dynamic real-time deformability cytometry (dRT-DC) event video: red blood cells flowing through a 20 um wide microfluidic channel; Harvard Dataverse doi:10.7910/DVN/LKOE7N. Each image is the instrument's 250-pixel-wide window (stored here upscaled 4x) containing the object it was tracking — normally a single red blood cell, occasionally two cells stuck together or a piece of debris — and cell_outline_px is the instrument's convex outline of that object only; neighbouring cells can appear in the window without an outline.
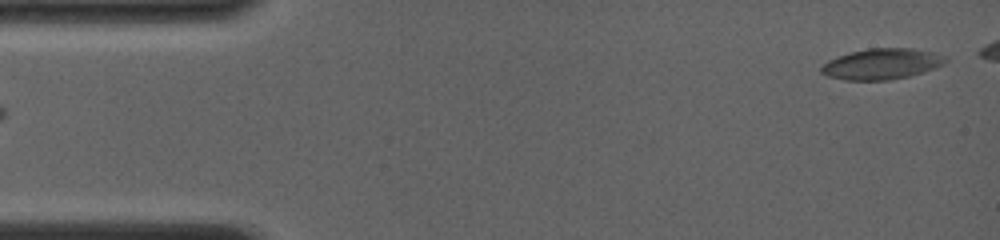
{"species": "common noctule bat (a hibernating species)", "species_latin": "Nyctalus noctula", "temperature_condition": "room temperature", "stored_images_in_passage": 2, "segment_of_instrument_passage": [2, 2], "camera_frame_rate_fps": 4000, "um_per_image_px": 0.085, "animal": {"sex": "female", "body_mass_g": 19.0, "forearm_length_mm": 56.7}, "frame": {"image": 1, "passage_image": 2, "time_ms": 1.0, "image_size_px": [1000, 240], "cell_outline_px": [[948, 60], [932, 68], [908, 76], [888, 80], [844, 80], [828, 76], [820, 72], [820, 64], [836, 56], [868, 48], [912, 48], [928, 52]], "centroid_in_image_um": [74.79, 5.44], "position_along_channel_um": 10.2, "area_um2": 21.79}}